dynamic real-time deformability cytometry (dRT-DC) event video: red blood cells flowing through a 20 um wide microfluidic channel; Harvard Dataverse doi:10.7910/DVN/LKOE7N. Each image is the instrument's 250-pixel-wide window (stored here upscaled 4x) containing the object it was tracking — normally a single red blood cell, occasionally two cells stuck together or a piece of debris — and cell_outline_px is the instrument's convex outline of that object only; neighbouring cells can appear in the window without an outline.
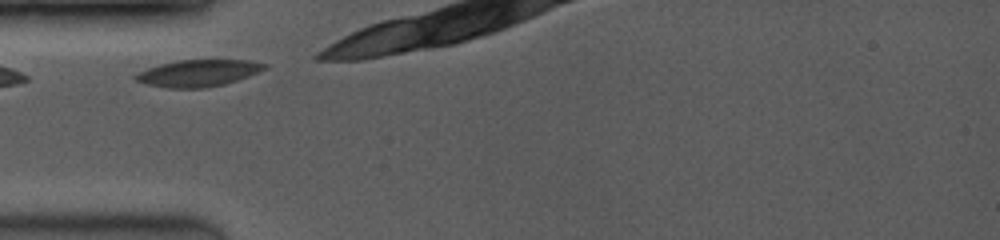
{"species": "common noctule bat (a hibernating species)", "species_latin": "Nyctalus noctula", "temperature_condition": "room temperature", "stored_images_in_passage": 4, "camera_frame_rate_fps": 3500, "um_per_image_px": 0.085, "animal": {"sex": "female", "body_mass_g": 19.0, "forearm_length_mm": 53.3}, "frame": {"image": 1, "passage_image": 1, "time_ms": 0.0, "image_size_px": [1000, 240], "cell_outline_px": [[268, 68], [248, 76], [224, 84], [204, 88], [168, 88], [148, 84], [136, 80], [132, 76], [148, 68], [160, 64], [176, 60], [248, 60], [268, 64]], "centroid_in_image_um": [16.86, 6.21], "position_along_channel_um": 68.1, "area_um2": 20.0}}